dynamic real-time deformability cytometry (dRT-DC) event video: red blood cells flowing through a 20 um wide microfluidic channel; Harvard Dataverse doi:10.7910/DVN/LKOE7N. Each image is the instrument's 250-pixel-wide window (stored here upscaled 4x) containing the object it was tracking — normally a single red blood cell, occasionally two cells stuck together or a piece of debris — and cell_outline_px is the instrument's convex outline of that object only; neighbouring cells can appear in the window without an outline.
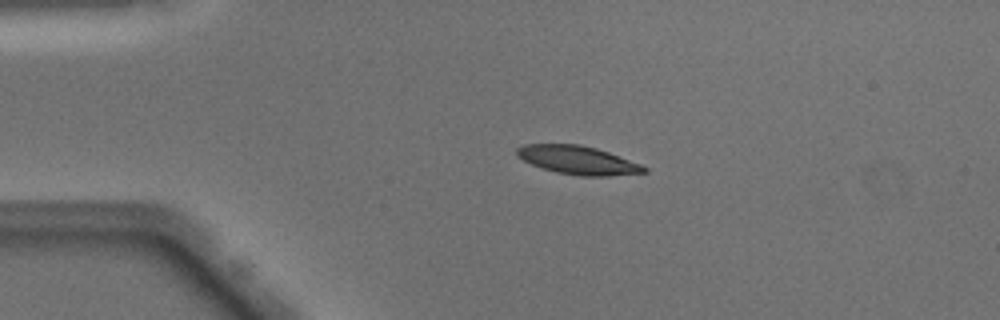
{"species": "Egyptian fruit bat (a non-hibernating species)", "species_latin": "Rousettus aegyptiacus", "temperature_condition": "warm", "stored_images_in_passage": 40, "camera_frame_rate_fps": 3000, "um_per_image_px": 0.085, "animal": {"sex": "male"}, "frame": {"image": 1, "passage_image": 1, "time_ms": 0.0, "image_size_px": [1000, 320], "cell_outline_px": [[648, 172], [608, 176], [580, 176], [556, 172], [532, 164], [516, 156], [516, 148], [524, 144], [580, 144], [596, 148], [608, 152], [640, 164], [648, 168]], "centroid_in_image_um": [49.11, 13.61], "position_along_channel_um": 35.9, "area_um2": 20.98}}
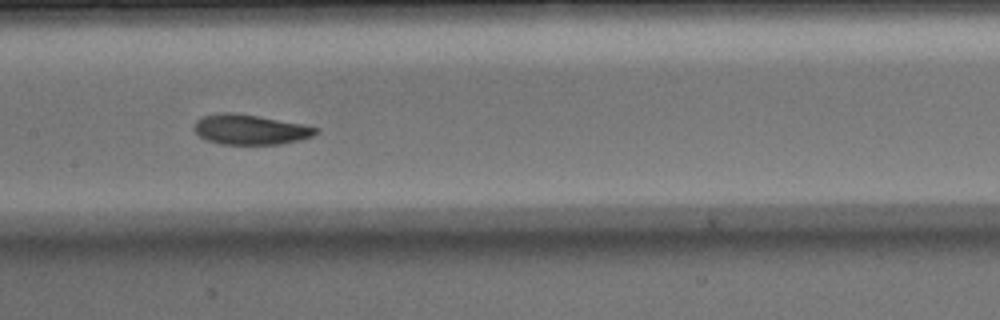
{"frame": {"image": 2, "passage_image": 15, "time_ms": 4.667, "image_size_px": [1000, 320], "cell_outline_px": [[320, 128], [312, 136], [300, 140], [280, 144], [220, 144], [204, 140], [192, 128], [192, 124], [200, 116], [224, 112], [232, 112], [260, 116], [304, 124]], "centroid_in_image_um": [21.22, 11.0], "position_along_channel_um": 186.2, "area_um2": 21.62}}
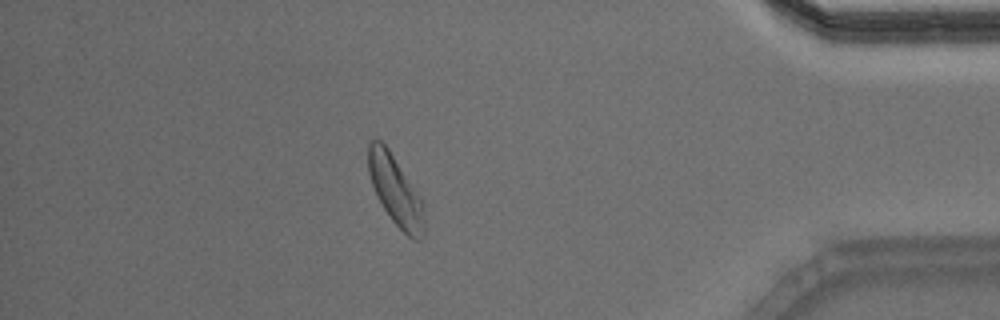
{"frame": {"image": 3, "passage_image": 34, "time_ms": 11.0, "image_size_px": [1000, 320], "cell_outline_px": [[424, 236], [420, 240], [412, 240], [392, 220], [384, 208], [372, 184], [368, 172], [368, 144], [372, 140], [380, 140], [388, 148], [420, 196], [424, 204]], "centroid_in_image_um": [33.64, 16.22], "position_along_channel_um": 401.6, "area_um2": 22.43}, "authors_computed_cell_mechanics": {"area_um2": 22.1085, "velocity_mm_per_s": 4.0271, "shape_relaxation_time_tau1_ms": 2.4591, "shape_relaxation_time_tau2_ms": 2.0925, "deformation_change_tau1": 0.1304, "deformation_change_tau2": 0.0845}}